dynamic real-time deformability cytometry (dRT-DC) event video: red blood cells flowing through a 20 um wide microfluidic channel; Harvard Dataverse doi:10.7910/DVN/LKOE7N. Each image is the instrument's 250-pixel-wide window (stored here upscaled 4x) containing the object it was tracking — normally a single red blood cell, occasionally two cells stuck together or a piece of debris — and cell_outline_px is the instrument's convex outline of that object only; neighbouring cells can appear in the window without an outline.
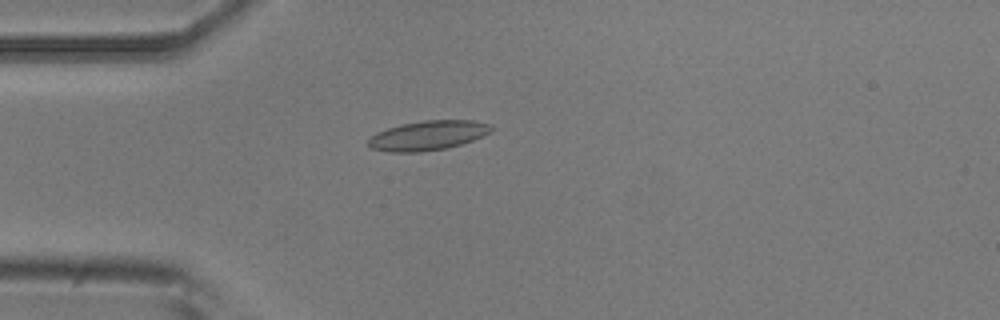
{"species": "common noctule bat (a hibernating species)", "species_latin": "Nyctalus noctula", "temperature_condition": "room temperature", "stored_images_in_passage": 6, "camera_frame_rate_fps": 3000, "um_per_image_px": 0.085, "animal": {"sex": "male", "body_mass_g": 20.5, "forearm_length_mm": 52.5}, "frame": {"image": 1, "passage_image": 5, "time_ms": 4.667, "image_size_px": [1000, 320], "cell_outline_px": [[492, 132], [484, 136], [460, 144], [444, 148], [420, 152], [388, 152], [372, 148], [368, 144], [368, 140], [376, 132], [400, 124], [424, 120], [472, 120], [488, 124], [492, 128]], "centroid_in_image_um": [36.36, 11.51], "position_along_channel_um": 48.6, "area_um2": 21.04}}